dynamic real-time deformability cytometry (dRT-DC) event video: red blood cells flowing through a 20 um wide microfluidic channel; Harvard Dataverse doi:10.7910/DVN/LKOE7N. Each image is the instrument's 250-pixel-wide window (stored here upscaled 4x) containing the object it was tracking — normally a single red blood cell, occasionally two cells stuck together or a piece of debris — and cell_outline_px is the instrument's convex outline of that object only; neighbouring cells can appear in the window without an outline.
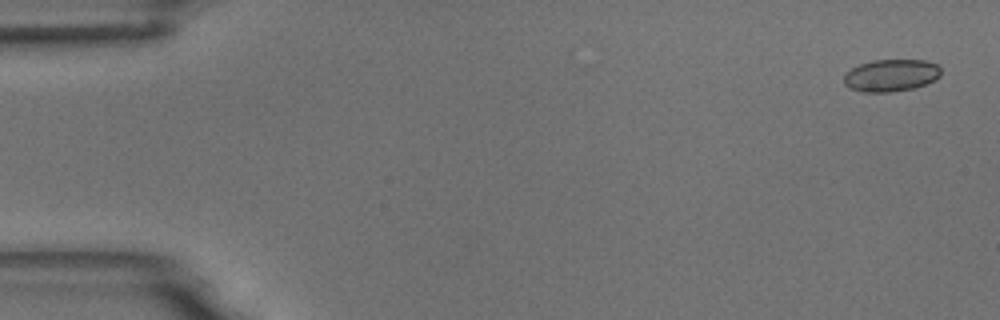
{"species": "common noctule bat (a hibernating species)", "species_latin": "Nyctalus noctula", "temperature_condition": "room temperature", "stored_images_in_passage": 6, "camera_frame_rate_fps": 3000, "um_per_image_px": 0.085, "animal": {"sex": "male", "body_mass_g": 18.8}, "frame": {"image": 1, "passage_image": 1, "time_ms": 0.0, "image_size_px": [1000, 320], "cell_outline_px": [[940, 76], [916, 88], [892, 92], [864, 92], [852, 88], [844, 84], [844, 72], [860, 64], [872, 60], [924, 60], [936, 64], [940, 68]], "centroid_in_image_um": [75.72, 6.4], "position_along_channel_um": 9.3, "area_um2": 18.15}}
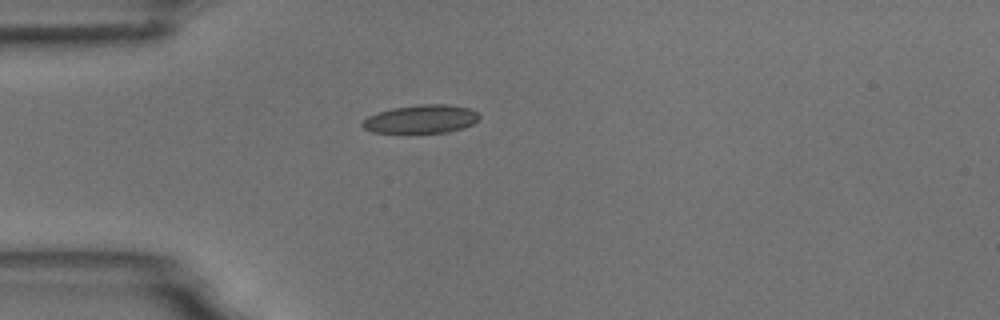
{"frame": {"image": 2, "passage_image": 5, "time_ms": 4.333, "image_size_px": [1000, 320], "cell_outline_px": [[480, 116], [472, 124], [464, 128], [448, 132], [372, 132], [364, 128], [360, 124], [368, 116], [392, 108], [420, 104], [448, 104], [472, 108]], "centroid_in_image_um": [35.82, 10.11], "position_along_channel_um": 49.2, "area_um2": 19.19}}